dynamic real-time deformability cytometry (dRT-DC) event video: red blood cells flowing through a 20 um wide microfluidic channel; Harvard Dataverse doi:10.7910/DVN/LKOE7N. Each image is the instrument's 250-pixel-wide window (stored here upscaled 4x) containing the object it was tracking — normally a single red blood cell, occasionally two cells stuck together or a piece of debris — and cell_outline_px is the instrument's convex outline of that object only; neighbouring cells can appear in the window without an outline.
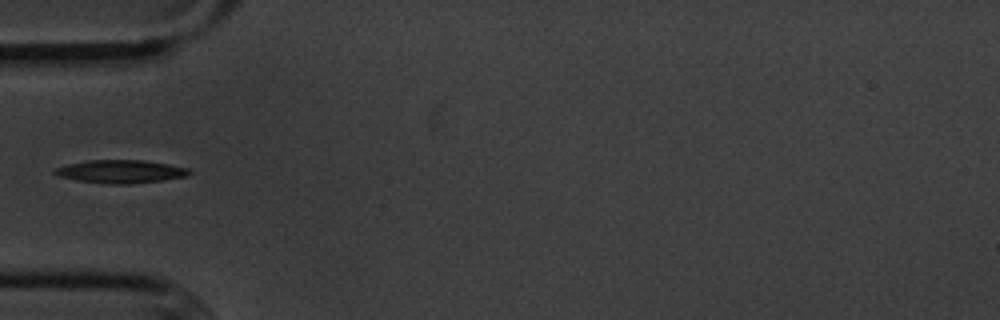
{"species": "common noctule bat (a hibernating species)", "species_latin": "Nyctalus noctula", "temperature_condition": "cold", "stored_images_in_passage": 3, "camera_frame_rate_fps": 3000, "um_per_image_px": 0.085, "animal": {"sex": "male", "body_mass_g": 20.1, "forearm_length_mm": 53.5}, "frame": {"image": 1, "passage_image": 3, "time_ms": 2.0, "image_size_px": [1000, 320], "cell_outline_px": [[192, 172], [188, 176], [164, 180], [128, 184], [108, 184], [76, 180], [60, 176], [52, 172], [52, 168], [68, 164], [88, 160], [144, 160], [168, 164], [188, 168]], "centroid_in_image_um": [10.25, 14.58], "position_along_channel_um": 74.7, "area_um2": 18.21}}